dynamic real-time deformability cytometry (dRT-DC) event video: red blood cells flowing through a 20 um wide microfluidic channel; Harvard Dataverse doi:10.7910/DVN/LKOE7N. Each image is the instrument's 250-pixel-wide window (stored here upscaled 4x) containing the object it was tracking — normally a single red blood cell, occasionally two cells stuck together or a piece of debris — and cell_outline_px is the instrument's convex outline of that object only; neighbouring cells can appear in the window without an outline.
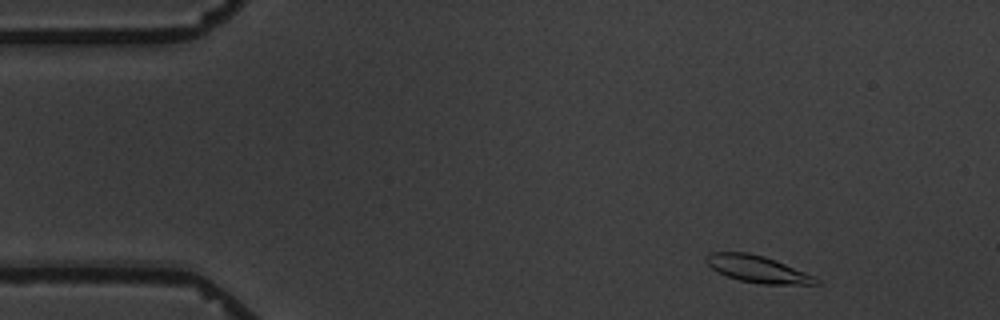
{"species": "common noctule bat (a hibernating species)", "species_latin": "Nyctalus noctula", "temperature_condition": "warm", "stored_images_in_passage": 4, "camera_frame_rate_fps": 3000, "um_per_image_px": 0.085, "animal": {"sex": "male", "body_mass_g": 19.5, "forearm_length_mm": 54.6}, "frame": {"image": 1, "passage_image": 1, "time_ms": 0.0, "image_size_px": [1000, 320], "cell_outline_px": [[820, 284], [760, 284], [740, 280], [728, 276], [712, 268], [704, 260], [708, 252], [748, 252], [764, 256], [804, 272], [820, 280]], "centroid_in_image_um": [64.35, 22.86], "position_along_channel_um": 20.6, "area_um2": 16.88}}